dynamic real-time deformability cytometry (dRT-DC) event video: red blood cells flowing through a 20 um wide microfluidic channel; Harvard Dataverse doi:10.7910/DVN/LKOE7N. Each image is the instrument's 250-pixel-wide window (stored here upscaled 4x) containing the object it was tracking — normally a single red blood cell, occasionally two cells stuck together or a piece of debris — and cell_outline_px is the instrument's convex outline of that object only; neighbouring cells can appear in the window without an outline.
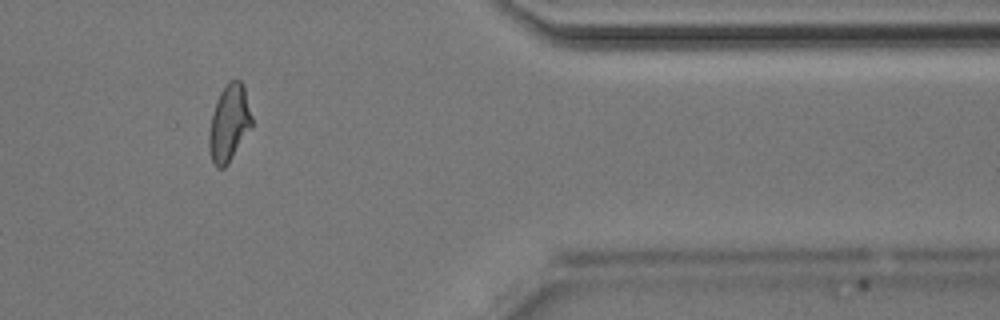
{"species": "Egyptian fruit bat (a non-hibernating species)", "species_latin": "Rousettus aegyptiacus", "temperature_condition": "room temperature", "stored_images_in_passage": 45, "camera_frame_rate_fps": 3000, "um_per_image_px": 0.085, "animal": {"sex": "male"}, "frame": {"image": 1, "passage_image": 38, "time_ms": 12.333, "image_size_px": [1000, 320], "cell_outline_px": [[252, 128], [228, 164], [224, 168], [216, 168], [212, 164], [208, 148], [208, 136], [212, 112], [216, 100], [220, 92], [228, 80], [240, 80], [244, 84], [252, 116]], "centroid_in_image_um": [19.47, 10.48], "position_along_channel_um": 391.9, "area_um2": 19.65}}